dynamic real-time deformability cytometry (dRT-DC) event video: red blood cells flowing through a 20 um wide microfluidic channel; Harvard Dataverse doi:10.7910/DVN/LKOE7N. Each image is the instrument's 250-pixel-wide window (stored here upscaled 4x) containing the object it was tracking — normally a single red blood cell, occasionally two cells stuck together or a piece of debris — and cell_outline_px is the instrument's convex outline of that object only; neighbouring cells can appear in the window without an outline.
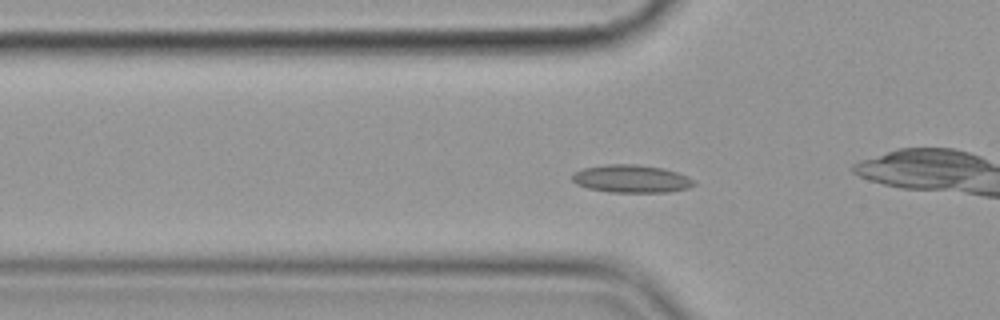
{"species": "common noctule bat (a hibernating species)", "species_latin": "Nyctalus noctula", "temperature_condition": "cold", "stored_images_in_passage": 56, "camera_frame_rate_fps": 3000, "um_per_image_px": 0.085, "animal": {"sex": "female", "body_mass_g": 19.9}, "frame": {"image": 1, "passage_image": 17, "time_ms": 5.333, "image_size_px": [1000, 320], "cell_outline_px": [[696, 184], [688, 188], [668, 192], [608, 192], [588, 188], [576, 184], [572, 180], [572, 172], [584, 168], [608, 164], [636, 164], [664, 168], [688, 176], [696, 180]], "centroid_in_image_um": [53.68, 15.19], "position_along_channel_um": 72.1, "area_um2": 19.88}}
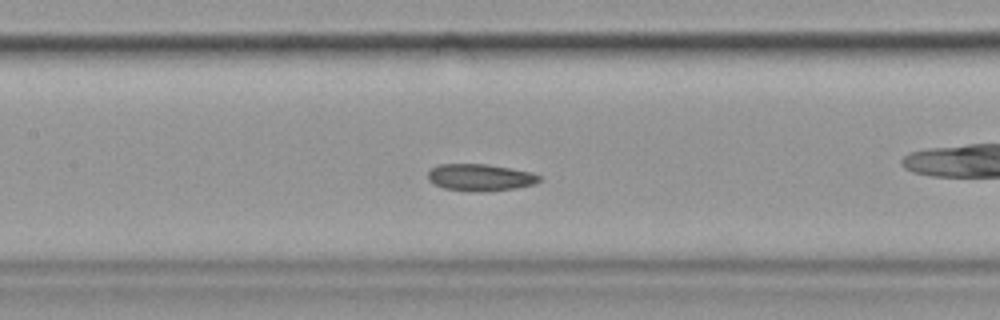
{"frame": {"image": 2, "passage_image": 25, "time_ms": 8.0, "image_size_px": [1000, 320], "cell_outline_px": [[540, 180], [536, 184], [516, 188], [484, 192], [472, 192], [444, 188], [432, 184], [428, 180], [428, 172], [432, 168], [440, 164], [488, 164], [512, 168], [532, 172], [540, 176]], "centroid_in_image_um": [40.82, 15.09], "position_along_channel_um": 166.6, "area_um2": 17.74}}
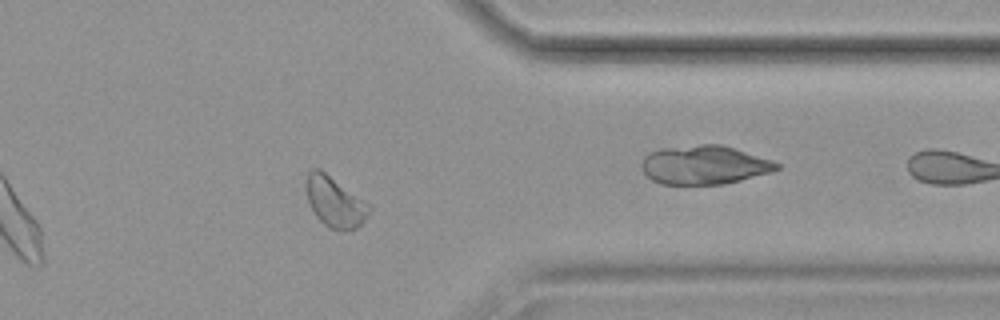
{"frame": {"image": 3, "passage_image": 44, "time_ms": 14.333, "image_size_px": [1000, 320], "cell_outline_px": [[372, 208], [364, 220], [356, 228], [328, 228], [316, 216], [308, 200], [304, 184], [308, 172], [312, 168], [320, 168], [368, 204]], "centroid_in_image_um": [28.41, 17.11], "position_along_channel_um": 383.0, "area_um2": 18.03}, "authors_computed_cell_mechanics": {"area_um2": 18.4093, "velocity_mm_per_s": 3.5457, "shape_relaxation_time_tau1_ms": 5.8245, "shape_relaxation_time_tau2_ms": 3.0493, "deformation_change_tau1": 0.1122, "deformation_change_tau2": 0.0647}}